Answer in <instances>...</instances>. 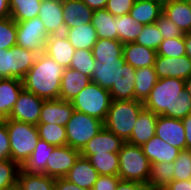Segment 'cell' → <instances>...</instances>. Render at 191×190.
I'll use <instances>...</instances> for the list:
<instances>
[{"mask_svg": "<svg viewBox=\"0 0 191 190\" xmlns=\"http://www.w3.org/2000/svg\"><path fill=\"white\" fill-rule=\"evenodd\" d=\"M123 56L126 63L135 69L154 66L157 52L135 42L123 44Z\"/></svg>", "mask_w": 191, "mask_h": 190, "instance_id": "484cf974", "label": "cell"}, {"mask_svg": "<svg viewBox=\"0 0 191 190\" xmlns=\"http://www.w3.org/2000/svg\"><path fill=\"white\" fill-rule=\"evenodd\" d=\"M5 124L9 135L11 160L22 166L40 139L37 126L12 119H7Z\"/></svg>", "mask_w": 191, "mask_h": 190, "instance_id": "277c9868", "label": "cell"}, {"mask_svg": "<svg viewBox=\"0 0 191 190\" xmlns=\"http://www.w3.org/2000/svg\"><path fill=\"white\" fill-rule=\"evenodd\" d=\"M145 190H166L165 188H160V187H150L148 186Z\"/></svg>", "mask_w": 191, "mask_h": 190, "instance_id": "6125c7cd", "label": "cell"}, {"mask_svg": "<svg viewBox=\"0 0 191 190\" xmlns=\"http://www.w3.org/2000/svg\"><path fill=\"white\" fill-rule=\"evenodd\" d=\"M43 102V98L23 89L7 119L37 125Z\"/></svg>", "mask_w": 191, "mask_h": 190, "instance_id": "9c48e42d", "label": "cell"}, {"mask_svg": "<svg viewBox=\"0 0 191 190\" xmlns=\"http://www.w3.org/2000/svg\"><path fill=\"white\" fill-rule=\"evenodd\" d=\"M56 146L39 139L31 156L21 166V169L29 173L46 175V163L51 152Z\"/></svg>", "mask_w": 191, "mask_h": 190, "instance_id": "f546056e", "label": "cell"}, {"mask_svg": "<svg viewBox=\"0 0 191 190\" xmlns=\"http://www.w3.org/2000/svg\"><path fill=\"white\" fill-rule=\"evenodd\" d=\"M45 54L50 56L59 65L69 68L75 48L64 34L49 35L45 44Z\"/></svg>", "mask_w": 191, "mask_h": 190, "instance_id": "2e32d148", "label": "cell"}, {"mask_svg": "<svg viewBox=\"0 0 191 190\" xmlns=\"http://www.w3.org/2000/svg\"><path fill=\"white\" fill-rule=\"evenodd\" d=\"M111 101L109 90L102 88L96 83L90 82L72 99L71 104L74 110L104 122Z\"/></svg>", "mask_w": 191, "mask_h": 190, "instance_id": "8992f818", "label": "cell"}, {"mask_svg": "<svg viewBox=\"0 0 191 190\" xmlns=\"http://www.w3.org/2000/svg\"><path fill=\"white\" fill-rule=\"evenodd\" d=\"M98 177L99 174L90 161L80 155L64 178L79 187L92 190Z\"/></svg>", "mask_w": 191, "mask_h": 190, "instance_id": "44dd1931", "label": "cell"}, {"mask_svg": "<svg viewBox=\"0 0 191 190\" xmlns=\"http://www.w3.org/2000/svg\"><path fill=\"white\" fill-rule=\"evenodd\" d=\"M42 0H9L10 17L15 21L38 17Z\"/></svg>", "mask_w": 191, "mask_h": 190, "instance_id": "e575fe53", "label": "cell"}, {"mask_svg": "<svg viewBox=\"0 0 191 190\" xmlns=\"http://www.w3.org/2000/svg\"><path fill=\"white\" fill-rule=\"evenodd\" d=\"M143 30V25L135 21L130 14L117 17L118 40L122 43L135 42Z\"/></svg>", "mask_w": 191, "mask_h": 190, "instance_id": "8d00e7d4", "label": "cell"}, {"mask_svg": "<svg viewBox=\"0 0 191 190\" xmlns=\"http://www.w3.org/2000/svg\"><path fill=\"white\" fill-rule=\"evenodd\" d=\"M181 120L185 130L186 149L191 150V114Z\"/></svg>", "mask_w": 191, "mask_h": 190, "instance_id": "11a10c76", "label": "cell"}, {"mask_svg": "<svg viewBox=\"0 0 191 190\" xmlns=\"http://www.w3.org/2000/svg\"><path fill=\"white\" fill-rule=\"evenodd\" d=\"M119 172L121 180L137 181L148 185L150 162L141 146L125 142L118 152Z\"/></svg>", "mask_w": 191, "mask_h": 190, "instance_id": "5b68a950", "label": "cell"}, {"mask_svg": "<svg viewBox=\"0 0 191 190\" xmlns=\"http://www.w3.org/2000/svg\"><path fill=\"white\" fill-rule=\"evenodd\" d=\"M155 135L173 147L180 150L186 149L185 130L181 119L159 115Z\"/></svg>", "mask_w": 191, "mask_h": 190, "instance_id": "8fae6325", "label": "cell"}, {"mask_svg": "<svg viewBox=\"0 0 191 190\" xmlns=\"http://www.w3.org/2000/svg\"><path fill=\"white\" fill-rule=\"evenodd\" d=\"M154 68L158 79L172 77L186 80L191 76V59L187 55L178 58L156 56Z\"/></svg>", "mask_w": 191, "mask_h": 190, "instance_id": "7c38bea8", "label": "cell"}, {"mask_svg": "<svg viewBox=\"0 0 191 190\" xmlns=\"http://www.w3.org/2000/svg\"><path fill=\"white\" fill-rule=\"evenodd\" d=\"M93 11L105 9L107 0H82Z\"/></svg>", "mask_w": 191, "mask_h": 190, "instance_id": "9f6ffc18", "label": "cell"}, {"mask_svg": "<svg viewBox=\"0 0 191 190\" xmlns=\"http://www.w3.org/2000/svg\"><path fill=\"white\" fill-rule=\"evenodd\" d=\"M64 35L70 41L71 45L77 49L92 50L94 44L98 40L95 28L91 23L65 29Z\"/></svg>", "mask_w": 191, "mask_h": 190, "instance_id": "4dcf8cb0", "label": "cell"}, {"mask_svg": "<svg viewBox=\"0 0 191 190\" xmlns=\"http://www.w3.org/2000/svg\"><path fill=\"white\" fill-rule=\"evenodd\" d=\"M64 70L65 68L50 56L40 53L36 63L22 79L23 88L44 100L59 99Z\"/></svg>", "mask_w": 191, "mask_h": 190, "instance_id": "7a4b0ae2", "label": "cell"}, {"mask_svg": "<svg viewBox=\"0 0 191 190\" xmlns=\"http://www.w3.org/2000/svg\"><path fill=\"white\" fill-rule=\"evenodd\" d=\"M103 127V121L74 110L65 126L67 145L81 151Z\"/></svg>", "mask_w": 191, "mask_h": 190, "instance_id": "52a82bcc", "label": "cell"}, {"mask_svg": "<svg viewBox=\"0 0 191 190\" xmlns=\"http://www.w3.org/2000/svg\"><path fill=\"white\" fill-rule=\"evenodd\" d=\"M155 24L161 32L163 40L184 36V33L163 14L158 18Z\"/></svg>", "mask_w": 191, "mask_h": 190, "instance_id": "bcb514c9", "label": "cell"}, {"mask_svg": "<svg viewBox=\"0 0 191 190\" xmlns=\"http://www.w3.org/2000/svg\"><path fill=\"white\" fill-rule=\"evenodd\" d=\"M91 24L95 28L98 39L118 40L117 17L106 9L95 10Z\"/></svg>", "mask_w": 191, "mask_h": 190, "instance_id": "f1b7e54d", "label": "cell"}, {"mask_svg": "<svg viewBox=\"0 0 191 190\" xmlns=\"http://www.w3.org/2000/svg\"><path fill=\"white\" fill-rule=\"evenodd\" d=\"M38 17L48 35L64 34L65 23L61 0H42Z\"/></svg>", "mask_w": 191, "mask_h": 190, "instance_id": "5bb4252c", "label": "cell"}, {"mask_svg": "<svg viewBox=\"0 0 191 190\" xmlns=\"http://www.w3.org/2000/svg\"><path fill=\"white\" fill-rule=\"evenodd\" d=\"M80 156V151L71 146H56L46 163V175L63 178Z\"/></svg>", "mask_w": 191, "mask_h": 190, "instance_id": "30bf717a", "label": "cell"}, {"mask_svg": "<svg viewBox=\"0 0 191 190\" xmlns=\"http://www.w3.org/2000/svg\"><path fill=\"white\" fill-rule=\"evenodd\" d=\"M125 142L113 132L102 128L80 151V155L88 158L93 154L119 152Z\"/></svg>", "mask_w": 191, "mask_h": 190, "instance_id": "4fadbf2b", "label": "cell"}, {"mask_svg": "<svg viewBox=\"0 0 191 190\" xmlns=\"http://www.w3.org/2000/svg\"><path fill=\"white\" fill-rule=\"evenodd\" d=\"M39 138L55 146L67 145V135L65 126L49 123H38Z\"/></svg>", "mask_w": 191, "mask_h": 190, "instance_id": "f35d334b", "label": "cell"}, {"mask_svg": "<svg viewBox=\"0 0 191 190\" xmlns=\"http://www.w3.org/2000/svg\"><path fill=\"white\" fill-rule=\"evenodd\" d=\"M156 52L157 56L171 58H178L186 55L184 36L163 40Z\"/></svg>", "mask_w": 191, "mask_h": 190, "instance_id": "b9f144b4", "label": "cell"}, {"mask_svg": "<svg viewBox=\"0 0 191 190\" xmlns=\"http://www.w3.org/2000/svg\"><path fill=\"white\" fill-rule=\"evenodd\" d=\"M143 109V102L139 100H112L103 122L104 128L127 142L130 139L136 119Z\"/></svg>", "mask_w": 191, "mask_h": 190, "instance_id": "3957f363", "label": "cell"}, {"mask_svg": "<svg viewBox=\"0 0 191 190\" xmlns=\"http://www.w3.org/2000/svg\"><path fill=\"white\" fill-rule=\"evenodd\" d=\"M0 78H11V61L8 50H0Z\"/></svg>", "mask_w": 191, "mask_h": 190, "instance_id": "f907efd6", "label": "cell"}, {"mask_svg": "<svg viewBox=\"0 0 191 190\" xmlns=\"http://www.w3.org/2000/svg\"><path fill=\"white\" fill-rule=\"evenodd\" d=\"M173 174V162L152 163L150 164L148 185L150 187L164 188L173 181Z\"/></svg>", "mask_w": 191, "mask_h": 190, "instance_id": "74e56055", "label": "cell"}, {"mask_svg": "<svg viewBox=\"0 0 191 190\" xmlns=\"http://www.w3.org/2000/svg\"><path fill=\"white\" fill-rule=\"evenodd\" d=\"M91 82V78L72 68H65L61 78L60 99L71 102Z\"/></svg>", "mask_w": 191, "mask_h": 190, "instance_id": "cb8c5ba5", "label": "cell"}, {"mask_svg": "<svg viewBox=\"0 0 191 190\" xmlns=\"http://www.w3.org/2000/svg\"><path fill=\"white\" fill-rule=\"evenodd\" d=\"M95 61L102 64L118 61L123 56V44L119 40L98 39L92 48Z\"/></svg>", "mask_w": 191, "mask_h": 190, "instance_id": "d6a6232c", "label": "cell"}, {"mask_svg": "<svg viewBox=\"0 0 191 190\" xmlns=\"http://www.w3.org/2000/svg\"><path fill=\"white\" fill-rule=\"evenodd\" d=\"M7 120V117L0 111V124L5 123Z\"/></svg>", "mask_w": 191, "mask_h": 190, "instance_id": "94428289", "label": "cell"}, {"mask_svg": "<svg viewBox=\"0 0 191 190\" xmlns=\"http://www.w3.org/2000/svg\"><path fill=\"white\" fill-rule=\"evenodd\" d=\"M149 185L129 180H120L116 190H145Z\"/></svg>", "mask_w": 191, "mask_h": 190, "instance_id": "816d5d0a", "label": "cell"}, {"mask_svg": "<svg viewBox=\"0 0 191 190\" xmlns=\"http://www.w3.org/2000/svg\"><path fill=\"white\" fill-rule=\"evenodd\" d=\"M135 68L128 63L120 67L119 81L109 90L112 100L134 99Z\"/></svg>", "mask_w": 191, "mask_h": 190, "instance_id": "4316f807", "label": "cell"}, {"mask_svg": "<svg viewBox=\"0 0 191 190\" xmlns=\"http://www.w3.org/2000/svg\"><path fill=\"white\" fill-rule=\"evenodd\" d=\"M143 105L158 116L183 119L191 114V97L181 78L158 79Z\"/></svg>", "mask_w": 191, "mask_h": 190, "instance_id": "6da1fadb", "label": "cell"}, {"mask_svg": "<svg viewBox=\"0 0 191 190\" xmlns=\"http://www.w3.org/2000/svg\"><path fill=\"white\" fill-rule=\"evenodd\" d=\"M95 59L92 54V50L77 49L73 54V58L70 63V68L77 70L78 72L87 75L92 79V73L94 71Z\"/></svg>", "mask_w": 191, "mask_h": 190, "instance_id": "ab89813d", "label": "cell"}, {"mask_svg": "<svg viewBox=\"0 0 191 190\" xmlns=\"http://www.w3.org/2000/svg\"><path fill=\"white\" fill-rule=\"evenodd\" d=\"M136 0H107L106 10L113 16H123L128 14Z\"/></svg>", "mask_w": 191, "mask_h": 190, "instance_id": "7dc6e473", "label": "cell"}, {"mask_svg": "<svg viewBox=\"0 0 191 190\" xmlns=\"http://www.w3.org/2000/svg\"><path fill=\"white\" fill-rule=\"evenodd\" d=\"M62 9L65 29L80 27L92 21L94 11L82 0H64Z\"/></svg>", "mask_w": 191, "mask_h": 190, "instance_id": "e0dca14e", "label": "cell"}, {"mask_svg": "<svg viewBox=\"0 0 191 190\" xmlns=\"http://www.w3.org/2000/svg\"><path fill=\"white\" fill-rule=\"evenodd\" d=\"M91 165L97 170L99 175L118 176L119 155L118 152H105L93 154L87 158Z\"/></svg>", "mask_w": 191, "mask_h": 190, "instance_id": "d590c367", "label": "cell"}, {"mask_svg": "<svg viewBox=\"0 0 191 190\" xmlns=\"http://www.w3.org/2000/svg\"><path fill=\"white\" fill-rule=\"evenodd\" d=\"M11 159L10 156V142L5 123L0 124V160Z\"/></svg>", "mask_w": 191, "mask_h": 190, "instance_id": "681fc988", "label": "cell"}, {"mask_svg": "<svg viewBox=\"0 0 191 190\" xmlns=\"http://www.w3.org/2000/svg\"><path fill=\"white\" fill-rule=\"evenodd\" d=\"M163 15L183 33L191 32V6L187 0H165Z\"/></svg>", "mask_w": 191, "mask_h": 190, "instance_id": "d6986e66", "label": "cell"}, {"mask_svg": "<svg viewBox=\"0 0 191 190\" xmlns=\"http://www.w3.org/2000/svg\"><path fill=\"white\" fill-rule=\"evenodd\" d=\"M16 45L30 51L45 52V44L49 35L39 17L16 22Z\"/></svg>", "mask_w": 191, "mask_h": 190, "instance_id": "ba28073f", "label": "cell"}, {"mask_svg": "<svg viewBox=\"0 0 191 190\" xmlns=\"http://www.w3.org/2000/svg\"><path fill=\"white\" fill-rule=\"evenodd\" d=\"M163 0H136L130 16L142 25L154 24L163 14Z\"/></svg>", "mask_w": 191, "mask_h": 190, "instance_id": "d4e9b609", "label": "cell"}, {"mask_svg": "<svg viewBox=\"0 0 191 190\" xmlns=\"http://www.w3.org/2000/svg\"><path fill=\"white\" fill-rule=\"evenodd\" d=\"M7 190H22V189L18 186V184H16L15 186H12L11 188Z\"/></svg>", "mask_w": 191, "mask_h": 190, "instance_id": "be15d7a7", "label": "cell"}, {"mask_svg": "<svg viewBox=\"0 0 191 190\" xmlns=\"http://www.w3.org/2000/svg\"><path fill=\"white\" fill-rule=\"evenodd\" d=\"M16 22L11 18L0 19V50H8L16 45Z\"/></svg>", "mask_w": 191, "mask_h": 190, "instance_id": "ee69618b", "label": "cell"}, {"mask_svg": "<svg viewBox=\"0 0 191 190\" xmlns=\"http://www.w3.org/2000/svg\"><path fill=\"white\" fill-rule=\"evenodd\" d=\"M157 117L158 115L144 108L137 117L130 139L127 142L137 146H142L148 142L155 136Z\"/></svg>", "mask_w": 191, "mask_h": 190, "instance_id": "ac0fdd59", "label": "cell"}, {"mask_svg": "<svg viewBox=\"0 0 191 190\" xmlns=\"http://www.w3.org/2000/svg\"><path fill=\"white\" fill-rule=\"evenodd\" d=\"M124 63V56L120 57L118 61H109L104 64L95 61L91 82L110 90L113 84L119 81L120 67H123Z\"/></svg>", "mask_w": 191, "mask_h": 190, "instance_id": "7402d4cb", "label": "cell"}, {"mask_svg": "<svg viewBox=\"0 0 191 190\" xmlns=\"http://www.w3.org/2000/svg\"><path fill=\"white\" fill-rule=\"evenodd\" d=\"M186 55L191 59V32L184 33Z\"/></svg>", "mask_w": 191, "mask_h": 190, "instance_id": "680465c9", "label": "cell"}, {"mask_svg": "<svg viewBox=\"0 0 191 190\" xmlns=\"http://www.w3.org/2000/svg\"><path fill=\"white\" fill-rule=\"evenodd\" d=\"M21 166L11 159L0 160V190H7L17 184Z\"/></svg>", "mask_w": 191, "mask_h": 190, "instance_id": "60d3db41", "label": "cell"}, {"mask_svg": "<svg viewBox=\"0 0 191 190\" xmlns=\"http://www.w3.org/2000/svg\"><path fill=\"white\" fill-rule=\"evenodd\" d=\"M10 17L9 0H0V19Z\"/></svg>", "mask_w": 191, "mask_h": 190, "instance_id": "6f0895ef", "label": "cell"}, {"mask_svg": "<svg viewBox=\"0 0 191 190\" xmlns=\"http://www.w3.org/2000/svg\"><path fill=\"white\" fill-rule=\"evenodd\" d=\"M22 190H56L55 179L38 173H29L20 169L17 180Z\"/></svg>", "mask_w": 191, "mask_h": 190, "instance_id": "836d02e7", "label": "cell"}, {"mask_svg": "<svg viewBox=\"0 0 191 190\" xmlns=\"http://www.w3.org/2000/svg\"><path fill=\"white\" fill-rule=\"evenodd\" d=\"M184 82H185V89L187 90V92L191 97V76L188 77L186 80H184Z\"/></svg>", "mask_w": 191, "mask_h": 190, "instance_id": "91938a15", "label": "cell"}, {"mask_svg": "<svg viewBox=\"0 0 191 190\" xmlns=\"http://www.w3.org/2000/svg\"><path fill=\"white\" fill-rule=\"evenodd\" d=\"M11 61V78L23 79L33 64L36 63L40 53L30 51L17 45L9 49Z\"/></svg>", "mask_w": 191, "mask_h": 190, "instance_id": "603a6c76", "label": "cell"}, {"mask_svg": "<svg viewBox=\"0 0 191 190\" xmlns=\"http://www.w3.org/2000/svg\"><path fill=\"white\" fill-rule=\"evenodd\" d=\"M120 180L119 176L99 175L92 190H116Z\"/></svg>", "mask_w": 191, "mask_h": 190, "instance_id": "c3c4849f", "label": "cell"}, {"mask_svg": "<svg viewBox=\"0 0 191 190\" xmlns=\"http://www.w3.org/2000/svg\"><path fill=\"white\" fill-rule=\"evenodd\" d=\"M162 41V34L157 25L154 23L150 25H143V30L135 40V43L157 51Z\"/></svg>", "mask_w": 191, "mask_h": 190, "instance_id": "7bdbcfd3", "label": "cell"}, {"mask_svg": "<svg viewBox=\"0 0 191 190\" xmlns=\"http://www.w3.org/2000/svg\"><path fill=\"white\" fill-rule=\"evenodd\" d=\"M173 163V180L191 179V150H180L178 157L173 161Z\"/></svg>", "mask_w": 191, "mask_h": 190, "instance_id": "f6af8a7d", "label": "cell"}, {"mask_svg": "<svg viewBox=\"0 0 191 190\" xmlns=\"http://www.w3.org/2000/svg\"><path fill=\"white\" fill-rule=\"evenodd\" d=\"M134 99L144 102L158 81L154 66L135 69Z\"/></svg>", "mask_w": 191, "mask_h": 190, "instance_id": "1f68e13d", "label": "cell"}, {"mask_svg": "<svg viewBox=\"0 0 191 190\" xmlns=\"http://www.w3.org/2000/svg\"><path fill=\"white\" fill-rule=\"evenodd\" d=\"M23 82L18 78H0V111L8 118L19 94L23 90Z\"/></svg>", "mask_w": 191, "mask_h": 190, "instance_id": "83f0119b", "label": "cell"}, {"mask_svg": "<svg viewBox=\"0 0 191 190\" xmlns=\"http://www.w3.org/2000/svg\"><path fill=\"white\" fill-rule=\"evenodd\" d=\"M150 164L173 162L179 155L180 149L173 147L156 135L141 146Z\"/></svg>", "mask_w": 191, "mask_h": 190, "instance_id": "ffe728a7", "label": "cell"}, {"mask_svg": "<svg viewBox=\"0 0 191 190\" xmlns=\"http://www.w3.org/2000/svg\"><path fill=\"white\" fill-rule=\"evenodd\" d=\"M164 188L166 190H191V179L173 180Z\"/></svg>", "mask_w": 191, "mask_h": 190, "instance_id": "db71d44e", "label": "cell"}, {"mask_svg": "<svg viewBox=\"0 0 191 190\" xmlns=\"http://www.w3.org/2000/svg\"><path fill=\"white\" fill-rule=\"evenodd\" d=\"M55 188L56 190H89V189L77 186L76 184L68 181L64 177L55 179Z\"/></svg>", "mask_w": 191, "mask_h": 190, "instance_id": "f5cc1de1", "label": "cell"}, {"mask_svg": "<svg viewBox=\"0 0 191 190\" xmlns=\"http://www.w3.org/2000/svg\"><path fill=\"white\" fill-rule=\"evenodd\" d=\"M73 111L74 108L71 102L64 101L60 98L44 100L40 112L39 123H52L66 126Z\"/></svg>", "mask_w": 191, "mask_h": 190, "instance_id": "9a60e30c", "label": "cell"}]
</instances>
